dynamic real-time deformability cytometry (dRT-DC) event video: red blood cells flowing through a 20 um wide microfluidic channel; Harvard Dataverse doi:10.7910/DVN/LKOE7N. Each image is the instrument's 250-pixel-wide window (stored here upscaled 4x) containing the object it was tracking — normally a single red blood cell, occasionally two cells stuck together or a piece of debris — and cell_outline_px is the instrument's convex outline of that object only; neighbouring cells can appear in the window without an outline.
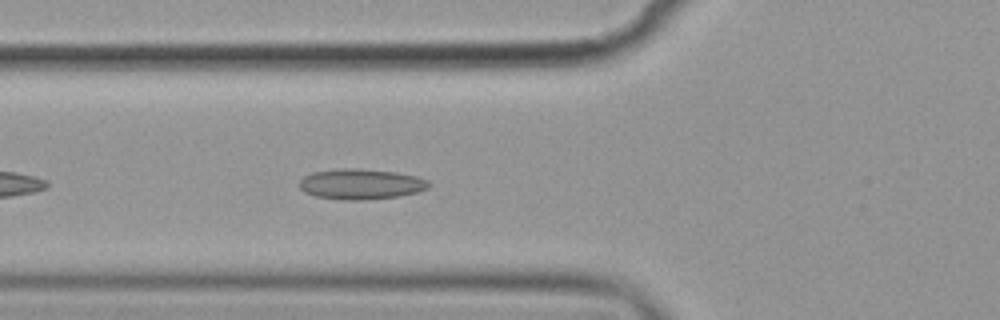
{"species": "common noctule bat (a hibernating species)", "species_latin": "Nyctalus noctula", "temperature_condition": "cold", "stored_images_in_passage": 35, "camera_frame_rate_fps": 3000, "um_per_image_px": 0.085, "animal": {"sex": "female", "body_mass_g": 19.9}, "frame": {"image": 1, "passage_image": 4, "time_ms": 1.0, "image_size_px": [1000, 320], "cell_outline_px": [[428, 188], [416, 192], [400, 196], [360, 200], [340, 200], [316, 196], [304, 192], [300, 188], [300, 180], [304, 176], [312, 172], [336, 168], [360, 168], [396, 172], [416, 176], [428, 180]], "centroid_in_image_um": [30.64, 15.64], "position_along_channel_um": 95.2, "area_um2": 23.06}}
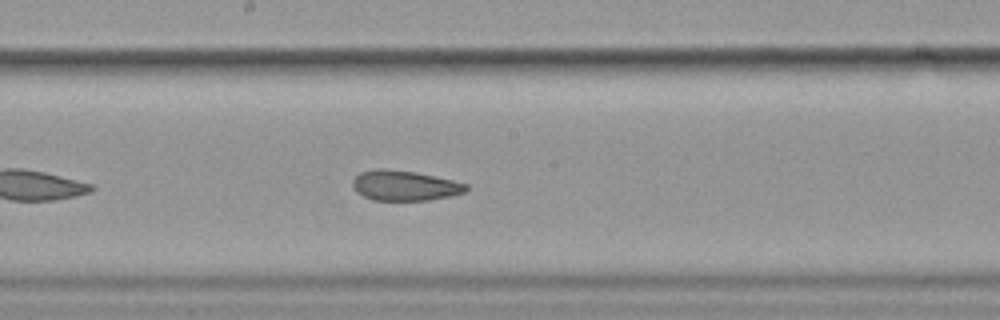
{"frame": {"image": 2, "passage_image": 14, "time_ms": 4.333, "image_size_px": [1000, 320], "cell_outline_px": [[468, 188], [464, 192], [452, 196], [428, 200], [372, 200], [356, 192], [352, 184], [352, 180], [360, 172], [376, 168], [384, 168], [416, 172], [436, 176], [468, 184]], "centroid_in_image_um": [34.38, 15.76], "position_along_channel_um": 213.8, "area_um2": 20.06}}
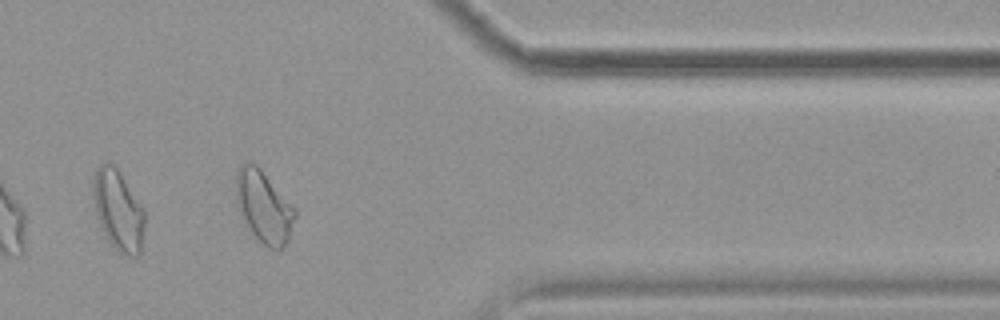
{"frame": {"image": 3, "passage_image": 30, "time_ms": 9.667, "image_size_px": [1000, 320], "cell_outline_px": [[296, 216], [288, 240], [280, 252], [276, 252], [268, 248], [252, 232], [236, 208], [236, 168], [248, 160], [256, 164], [260, 168], [296, 208]], "centroid_in_image_um": [22.42, 17.56], "position_along_channel_um": 389.0, "area_um2": 25.03}, "authors_computed_cell_mechanics": {"area_um2": 21.386, "velocity_mm_per_s": 3.5599, "shape_relaxation_time_tau1_ms": null, "shape_relaxation_time_tau2_ms": 2.5352, "deformation_change_tau1": null, "deformation_change_tau2": 0.0898}}